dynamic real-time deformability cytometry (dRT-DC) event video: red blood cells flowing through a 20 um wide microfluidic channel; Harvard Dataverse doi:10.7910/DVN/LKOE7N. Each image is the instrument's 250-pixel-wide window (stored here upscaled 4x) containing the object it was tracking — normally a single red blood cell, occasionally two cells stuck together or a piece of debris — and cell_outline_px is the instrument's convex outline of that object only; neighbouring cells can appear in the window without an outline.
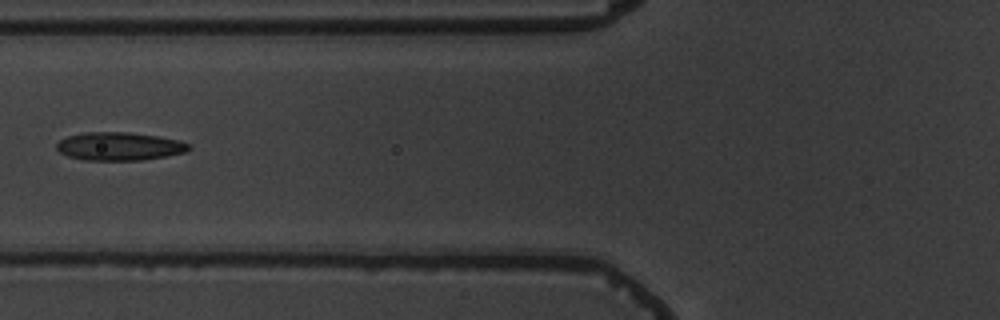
{"species": "common noctule bat (a hibernating species)", "species_latin": "Nyctalus noctula", "temperature_condition": "warm", "stored_images_in_passage": 6, "camera_frame_rate_fps": 3000, "um_per_image_px": 0.085, "animal": {"sex": "male", "body_mass_g": 19.5, "forearm_length_mm": 54.6}, "frame": {"image": 1, "passage_image": 6, "time_ms": 6.667, "image_size_px": [1000, 320], "cell_outline_px": [[192, 148], [184, 152], [164, 156], [140, 160], [84, 160], [68, 156], [60, 152], [56, 148], [56, 144], [60, 140], [68, 136], [88, 132], [128, 132], [156, 136], [176, 140], [188, 144]], "centroid_in_image_um": [10.1, 12.44], "position_along_channel_um": 115.7, "area_um2": 21.39}}